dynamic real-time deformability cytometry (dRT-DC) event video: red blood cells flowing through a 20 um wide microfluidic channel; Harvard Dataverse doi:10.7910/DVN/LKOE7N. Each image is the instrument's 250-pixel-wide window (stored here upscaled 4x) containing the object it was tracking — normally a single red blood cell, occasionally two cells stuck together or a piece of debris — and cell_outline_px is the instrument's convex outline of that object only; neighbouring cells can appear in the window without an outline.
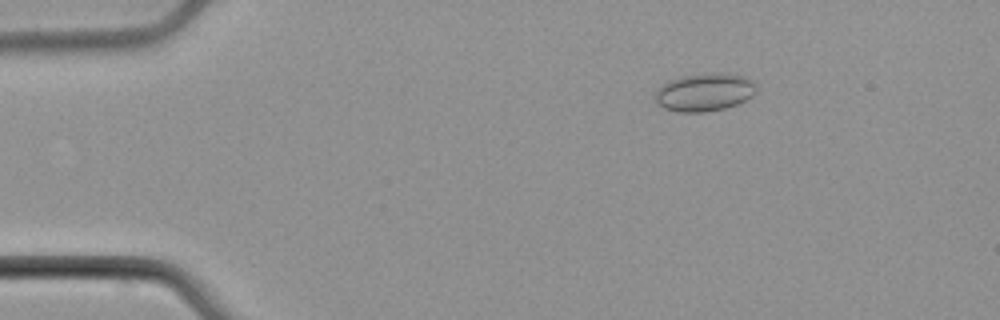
{"species": "common noctule bat (a hibernating species)", "species_latin": "Nyctalus noctula", "temperature_condition": "cold", "stored_images_in_passage": 6, "camera_frame_rate_fps": 3000, "um_per_image_px": 0.085, "animal": {"sex": "male", "body_mass_g": 21.5, "forearm_length_mm": 52.0}, "frame": {"image": 1, "passage_image": 3, "time_ms": 2.333, "image_size_px": [1000, 320], "cell_outline_px": [[756, 92], [752, 96], [736, 104], [724, 108], [704, 112], [680, 112], [664, 108], [652, 96], [668, 80], [680, 76], [716, 72], [724, 72], [744, 76], [752, 80], [756, 84]], "centroid_in_image_um": [59.9, 7.82], "position_along_channel_um": 25.1, "area_um2": 22.43}}
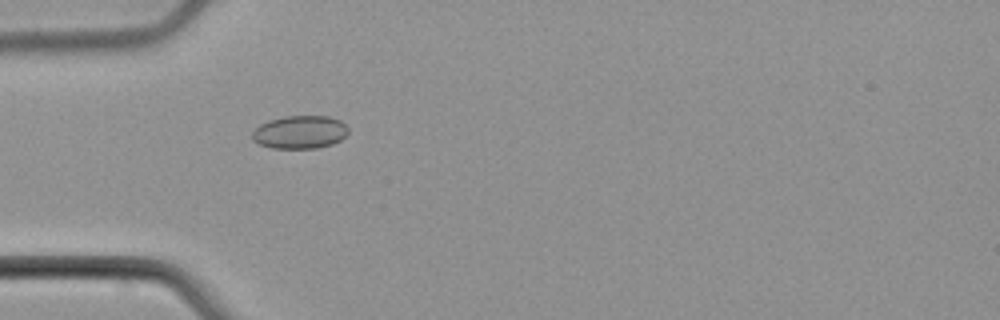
{"frame": {"image": 2, "passage_image": 5, "time_ms": 5.0, "image_size_px": [1000, 320], "cell_outline_px": [[348, 132], [340, 140], [332, 144], [316, 148], [272, 148], [260, 144], [252, 140], [252, 132], [260, 124], [268, 120], [284, 116], [328, 116], [340, 120], [348, 128]], "centroid_in_image_um": [25.48, 11.22], "position_along_channel_um": 59.5, "area_um2": 18.5}}
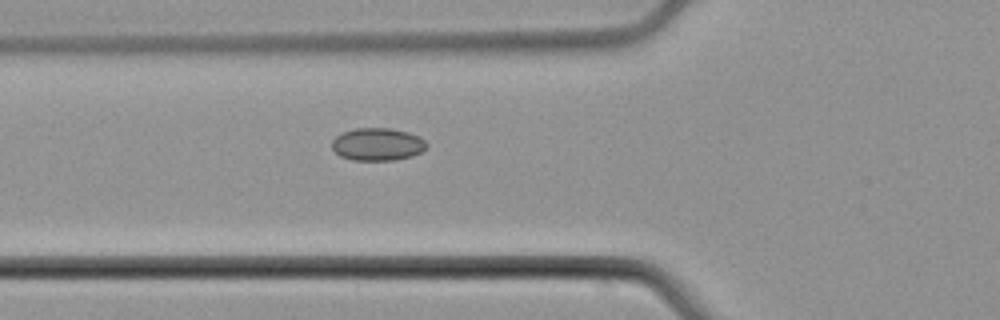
{"frame": {"image": 3, "passage_image": 6, "time_ms": 6.0, "image_size_px": [1000, 320], "cell_outline_px": [[428, 144], [420, 152], [412, 156], [396, 160], [352, 160], [340, 156], [332, 148], [332, 140], [336, 136], [344, 132], [356, 128], [392, 128], [408, 132], [424, 140]], "centroid_in_image_um": [32.07, 12.27], "position_along_channel_um": 93.7, "area_um2": 17.92}}